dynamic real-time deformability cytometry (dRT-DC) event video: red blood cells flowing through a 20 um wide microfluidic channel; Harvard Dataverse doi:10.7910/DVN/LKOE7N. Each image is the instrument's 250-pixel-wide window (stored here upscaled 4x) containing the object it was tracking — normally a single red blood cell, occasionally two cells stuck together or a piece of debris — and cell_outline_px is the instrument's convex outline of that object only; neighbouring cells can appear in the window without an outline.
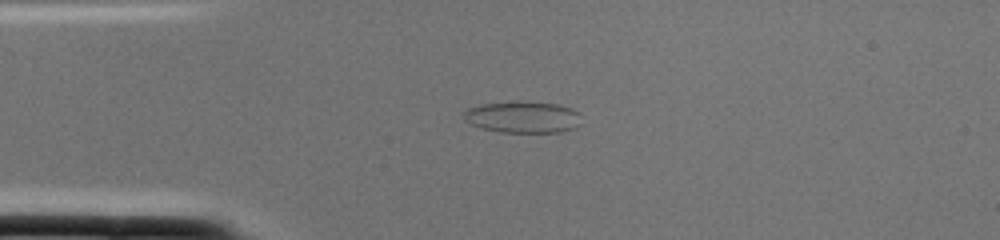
{"species": "common noctule bat (a hibernating species)", "species_latin": "Nyctalus noctula", "temperature_condition": "cold", "stored_images_in_passage": 2, "camera_frame_rate_fps": 3000, "um_per_image_px": 0.085, "animal": {"sex": "female", "body_mass_g": 22.0, "forearm_length_mm": 56.7}, "frame": {"image": 1, "passage_image": 2, "time_ms": 0.333, "image_size_px": [1000, 240], "cell_outline_px": [[580, 112], [576, 128], [560, 132], [500, 132], [480, 128], [464, 120], [464, 112], [468, 108], [480, 104], [520, 100], [556, 104], [572, 108]], "centroid_in_image_um": [44.42, 9.94], "position_along_channel_um": 40.6, "area_um2": 21.85}}